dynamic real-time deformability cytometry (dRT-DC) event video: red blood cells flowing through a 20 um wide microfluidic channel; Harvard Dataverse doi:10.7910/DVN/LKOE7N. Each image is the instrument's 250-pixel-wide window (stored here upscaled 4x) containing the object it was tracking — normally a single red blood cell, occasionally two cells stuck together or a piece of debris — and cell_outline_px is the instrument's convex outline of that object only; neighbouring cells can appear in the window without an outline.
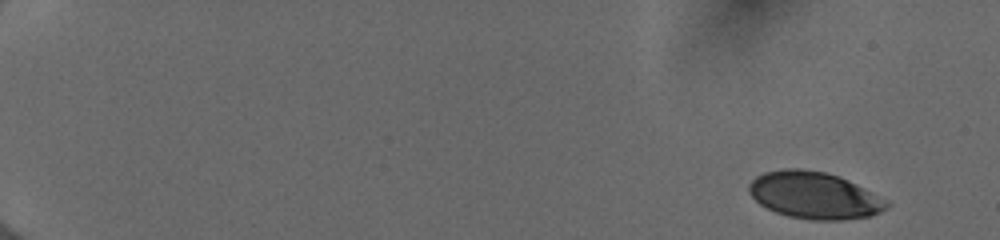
{"species": "human", "species_latin": "Homo sapiens", "temperature_condition": "cold", "stored_images_in_passage": 51, "camera_frame_rate_fps": 3000, "um_per_image_px": 0.085, "donor": {"sex": "female"}, "frame": {"image": 1, "passage_image": 1, "time_ms": 0.0, "image_size_px": [1000, 240], "cell_outline_px": [[888, 204], [880, 212], [872, 216], [844, 220], [808, 220], [788, 216], [776, 212], [760, 204], [748, 192], [748, 184], [756, 176], [764, 172], [784, 168], [800, 168], [828, 172], [840, 176], [888, 200]], "centroid_in_image_um": [69.2, 16.6], "position_along_channel_um": 15.8, "area_um2": 37.86}}
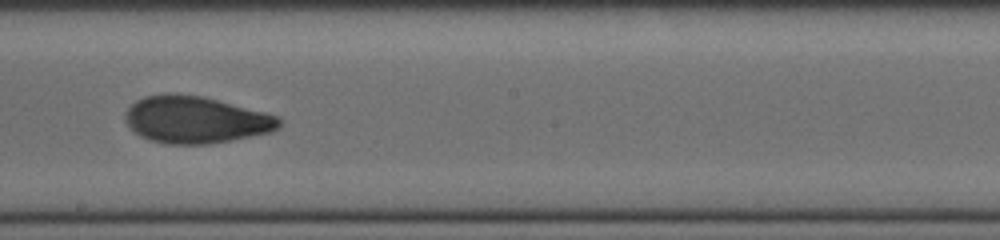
{"frame": {"image": 2, "passage_image": 31, "time_ms": 10.0, "image_size_px": [1000, 240], "cell_outline_px": [[280, 128], [272, 132], [208, 144], [164, 144], [148, 140], [140, 136], [128, 124], [124, 116], [124, 112], [136, 100], [144, 96], [168, 92], [176, 92], [204, 96], [264, 112], [276, 116], [280, 120]], "centroid_in_image_um": [16.6, 10.16], "position_along_channel_um": 231.6, "area_um2": 42.37}}
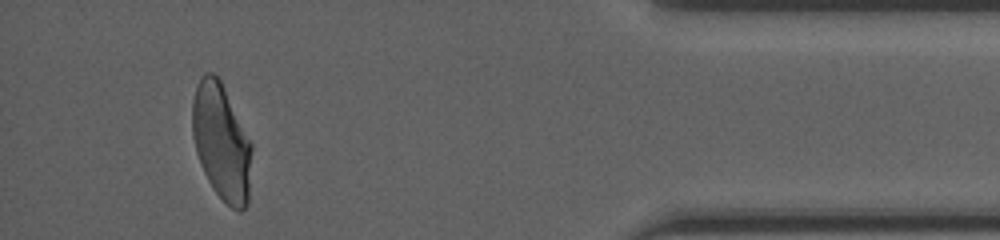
{"frame": {"image": 3, "passage_image": 48, "time_ms": 15.667, "image_size_px": [1000, 240], "cell_outline_px": [[252, 148], [248, 204], [240, 212], [232, 208], [212, 188], [200, 164], [196, 152], [192, 132], [192, 100], [200, 76], [204, 72], [212, 72], [220, 80], [252, 144]], "centroid_in_image_um": [18.81, 12.07], "position_along_channel_um": 416.4, "area_um2": 40.11}, "authors_computed_cell_mechanics": {"area_um2": 40.5756, "velocity_mm_per_s": 4.0006, "shape_relaxation_time_tau1_ms": 8.9775, "shape_relaxation_time_tau2_ms": 1.1995, "deformation_change_tau1": 0.2421, "deformation_change_tau2": 0.058}}